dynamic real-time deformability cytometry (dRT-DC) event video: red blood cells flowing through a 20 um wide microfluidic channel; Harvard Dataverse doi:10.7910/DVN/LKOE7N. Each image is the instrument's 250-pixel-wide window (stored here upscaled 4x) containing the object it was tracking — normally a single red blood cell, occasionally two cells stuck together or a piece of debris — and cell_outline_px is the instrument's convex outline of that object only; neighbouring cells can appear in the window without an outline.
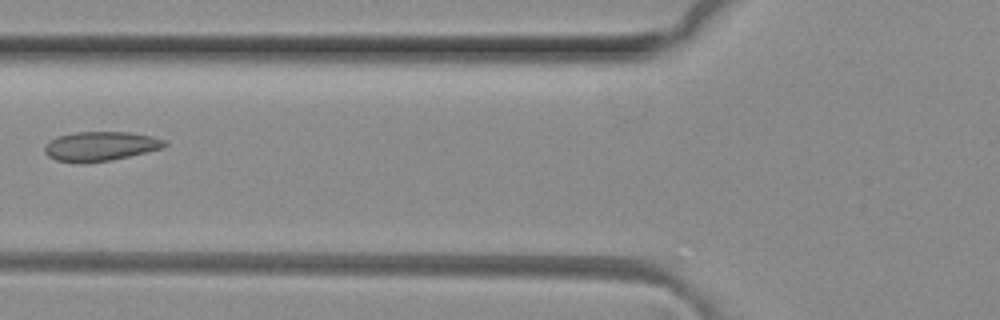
{"species": "common noctule bat (a hibernating species)", "species_latin": "Nyctalus noctula", "temperature_condition": "room temperature", "stored_images_in_passage": 7, "camera_frame_rate_fps": 3000, "um_per_image_px": 0.085, "animal": {"sex": "female", "body_mass_g": 29.2, "forearm_length_mm": 56.3}, "frame": {"image": 1, "passage_image": 6, "time_ms": 1.667, "image_size_px": [1000, 320], "cell_outline_px": [[168, 144], [164, 148], [128, 156], [108, 160], [84, 164], [56, 160], [48, 156], [44, 152], [44, 144], [56, 136], [76, 132], [128, 132], [152, 136], [164, 140]], "centroid_in_image_um": [8.5, 12.43], "position_along_channel_um": 117.3, "area_um2": 20.63}}
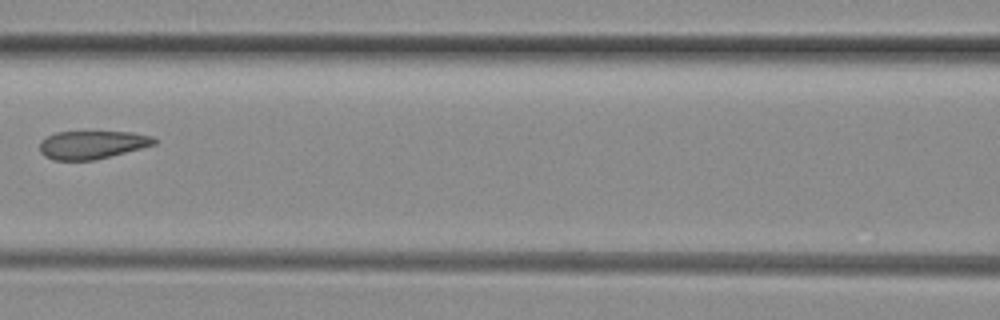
{"frame": {"image": 2, "passage_image": 7, "time_ms": 2.0, "image_size_px": [1000, 320], "cell_outline_px": [[156, 144], [92, 160], [52, 160], [44, 156], [40, 152], [40, 140], [56, 132], [132, 132], [152, 136], [156, 140]], "centroid_in_image_um": [7.78, 12.3], "position_along_channel_um": 158.8, "area_um2": 18.55}}